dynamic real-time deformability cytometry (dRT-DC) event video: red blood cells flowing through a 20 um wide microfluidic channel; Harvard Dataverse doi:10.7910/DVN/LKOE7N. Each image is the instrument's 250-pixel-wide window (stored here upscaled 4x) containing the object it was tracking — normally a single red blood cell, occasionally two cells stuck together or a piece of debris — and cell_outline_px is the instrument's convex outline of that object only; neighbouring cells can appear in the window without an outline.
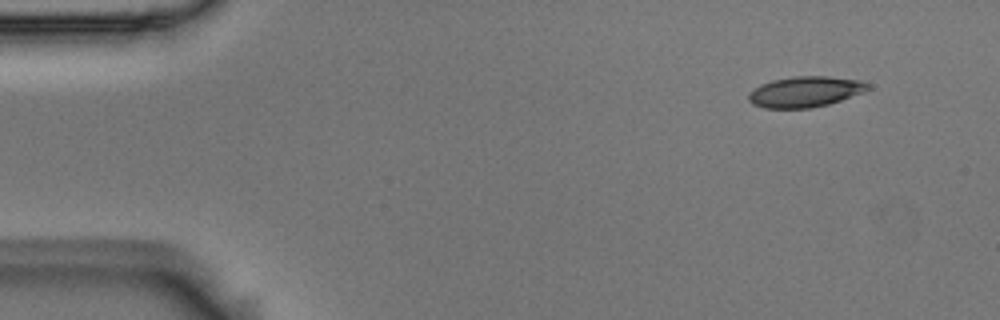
{"species": "Egyptian fruit bat (a non-hibernating species)", "species_latin": "Rousettus aegyptiacus", "temperature_condition": "room temperature", "stored_images_in_passage": 51, "camera_frame_rate_fps": 3000, "um_per_image_px": 0.085, "animal": {"sex": "male"}, "frame": {"image": 1, "passage_image": 1, "time_ms": 0.0, "image_size_px": [1000, 320], "cell_outline_px": [[872, 88], [864, 92], [828, 104], [812, 108], [764, 108], [752, 104], [748, 100], [748, 92], [752, 88], [760, 84], [772, 80], [792, 76], [828, 76], [860, 80], [872, 84]], "centroid_in_image_um": [68.43, 7.79], "position_along_channel_um": 16.6, "area_um2": 21.68}}
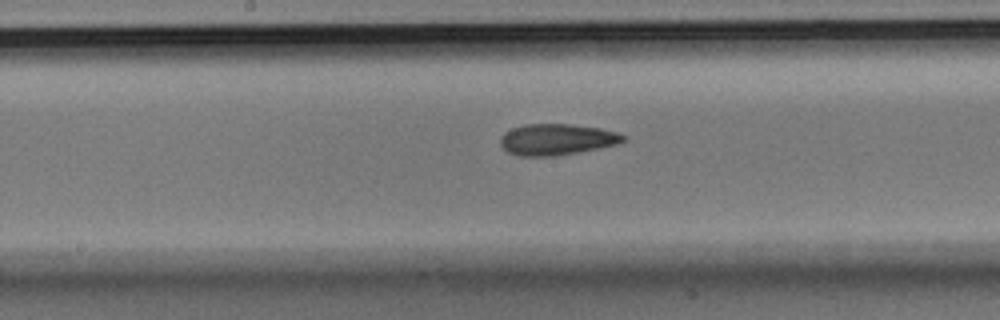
{"frame": {"image": 2, "passage_image": 24, "time_ms": 7.667, "image_size_px": [1000, 320], "cell_outline_px": [[628, 140], [616, 144], [576, 152], [552, 156], [520, 156], [508, 152], [500, 144], [500, 136], [504, 132], [512, 128], [524, 124], [568, 124], [600, 128], [616, 132], [628, 136]], "centroid_in_image_um": [47.31, 11.84], "position_along_channel_um": 200.9, "area_um2": 22.25}}
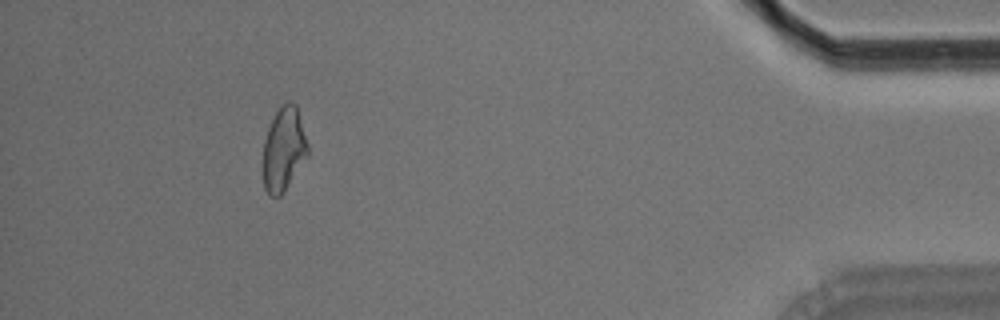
{"frame": {"image": 3, "passage_image": 46, "time_ms": 15.0, "image_size_px": [1000, 320], "cell_outline_px": [[308, 156], [284, 192], [280, 196], [268, 196], [264, 188], [264, 140], [268, 128], [280, 104], [288, 100], [296, 104], [308, 144]], "centroid_in_image_um": [24.13, 12.67], "position_along_channel_um": 411.1, "area_um2": 21.85}, "authors_computed_cell_mechanics": {"area_um2": 22.0218, "velocity_mm_per_s": 3.6628, "shape_relaxation_time_tau1_ms": null, "shape_relaxation_time_tau2_ms": 3.9815, "deformation_change_tau1": null, "deformation_change_tau2": 0.1149}}